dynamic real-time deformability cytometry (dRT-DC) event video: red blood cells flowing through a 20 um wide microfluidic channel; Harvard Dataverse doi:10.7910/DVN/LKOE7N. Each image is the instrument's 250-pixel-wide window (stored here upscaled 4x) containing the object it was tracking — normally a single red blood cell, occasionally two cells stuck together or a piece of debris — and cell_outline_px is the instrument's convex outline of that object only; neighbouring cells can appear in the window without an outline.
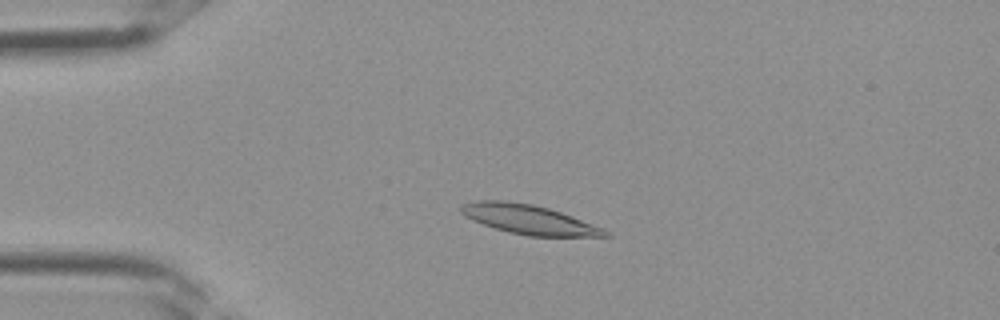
{"species": "Egyptian fruit bat (a non-hibernating species)", "species_latin": "Rousettus aegyptiacus", "temperature_condition": "room temperature", "stored_images_in_passage": 3, "camera_frame_rate_fps": 3000, "um_per_image_px": 0.085, "frame": {"image": 1, "passage_image": 3, "time_ms": 0.667, "image_size_px": [1000, 320], "cell_outline_px": [[612, 236], [528, 236], [508, 232], [472, 220], [464, 216], [460, 212], [460, 204], [476, 200], [504, 200], [532, 204], [548, 208], [572, 216], [604, 228], [612, 232]], "centroid_in_image_um": [44.95, 18.65], "position_along_channel_um": 40.1, "area_um2": 24.74}}